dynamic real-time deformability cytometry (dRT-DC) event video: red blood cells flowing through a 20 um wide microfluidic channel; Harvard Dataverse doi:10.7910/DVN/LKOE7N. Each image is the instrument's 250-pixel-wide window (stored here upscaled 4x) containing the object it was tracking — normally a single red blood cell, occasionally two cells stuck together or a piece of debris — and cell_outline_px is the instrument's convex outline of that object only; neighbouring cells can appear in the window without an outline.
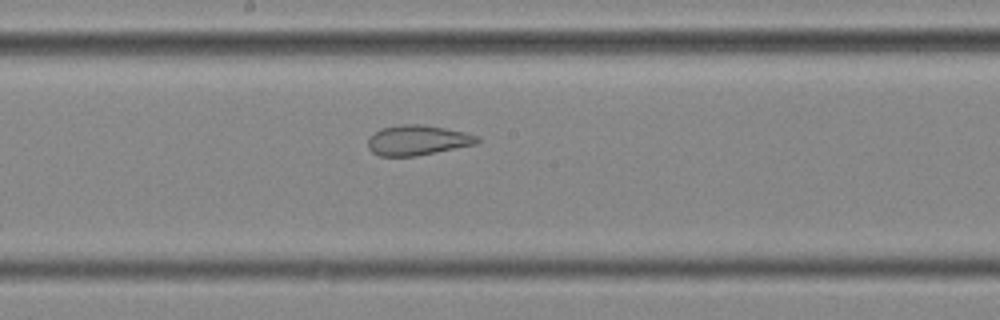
{"species": "common noctule bat (a hibernating species)", "species_latin": "Nyctalus noctula", "temperature_condition": "cold", "stored_images_in_passage": 31, "camera_frame_rate_fps": 3000, "um_per_image_px": 0.085, "animal": {"sex": "female", "body_mass_g": 25.1}, "frame": {"image": 1, "passage_image": 14, "time_ms": 4.333, "image_size_px": [1000, 320], "cell_outline_px": [[480, 140], [472, 144], [412, 156], [380, 156], [372, 152], [368, 144], [368, 140], [376, 132], [384, 128], [440, 128], [460, 132], [476, 136]], "centroid_in_image_um": [35.43, 11.99], "position_along_channel_um": 212.8, "area_um2": 17.05}}
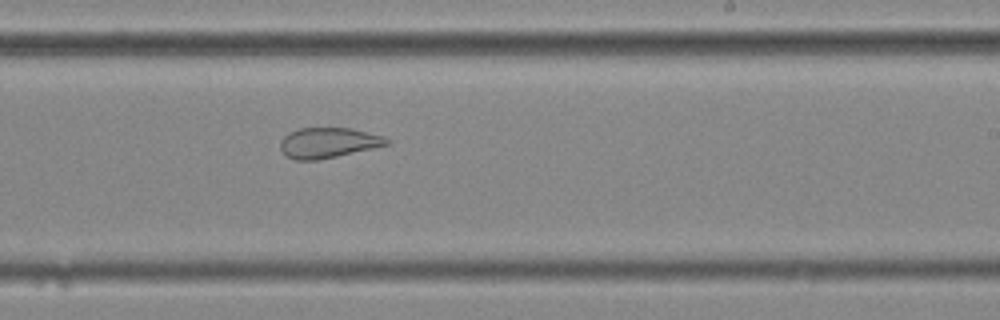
{"frame": {"image": 2, "passage_image": 18, "time_ms": 5.667, "image_size_px": [1000, 320], "cell_outline_px": [[388, 144], [332, 156], [312, 160], [300, 160], [288, 156], [284, 152], [280, 144], [292, 132], [300, 128], [348, 128], [380, 136], [388, 140]], "centroid_in_image_um": [27.87, 12.12], "position_along_channel_um": 261.1, "area_um2": 17.46}, "authors_computed_cell_mechanics": {"area_um2": 18.3226, "velocity_mm_per_s": 3.6349, "shape_relaxation_time_tau1_ms": null, "shape_relaxation_time_tau2_ms": 1.3423, "deformation_change_tau1": null, "deformation_change_tau2": 0.0734}}